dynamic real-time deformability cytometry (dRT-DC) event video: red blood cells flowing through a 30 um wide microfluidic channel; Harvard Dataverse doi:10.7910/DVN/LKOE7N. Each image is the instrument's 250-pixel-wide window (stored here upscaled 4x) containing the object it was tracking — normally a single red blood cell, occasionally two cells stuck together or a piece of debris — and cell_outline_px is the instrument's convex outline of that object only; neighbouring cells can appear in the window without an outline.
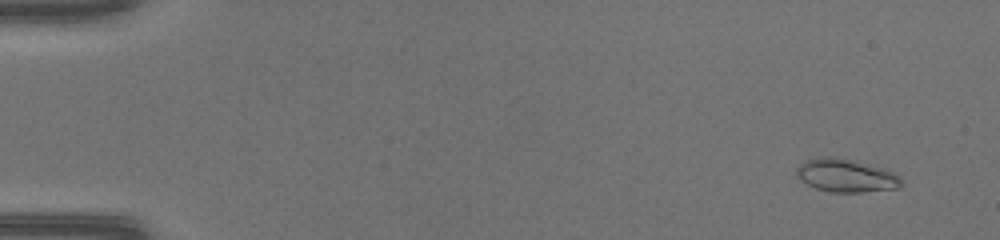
{"species": "common noctule bat (a hibernating species)", "species_latin": "Nyctalus noctula", "temperature_condition": "warm", "stored_images_in_passage": 51, "camera_frame_rate_fps": 3000, "um_per_image_px": 0.085, "animal": {"sex": "female", "body_mass_g": 17.0, "forearm_length_mm": 48.0}, "frame": {"image": 1, "passage_image": 4, "time_ms": 1.0, "image_size_px": [1000, 240], "cell_outline_px": [[904, 184], [900, 188], [864, 192], [832, 192], [816, 188], [800, 180], [796, 176], [796, 168], [800, 164], [808, 160], [824, 156], [832, 156], [856, 160], [884, 168], [900, 176]], "centroid_in_image_um": [71.95, 14.92], "position_along_channel_um": 13.0, "area_um2": 20.46}}
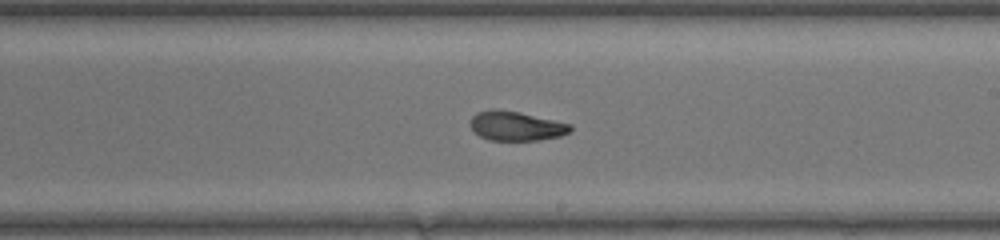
{"frame": {"image": 2, "passage_image": 31, "time_ms": 10.0, "image_size_px": [1000, 240], "cell_outline_px": [[572, 128], [568, 132], [560, 136], [540, 140], [488, 140], [480, 136], [468, 124], [472, 116], [476, 112], [492, 108], [520, 112], [572, 124]], "centroid_in_image_um": [43.84, 10.7], "position_along_channel_um": 245.2, "area_um2": 17.22}}
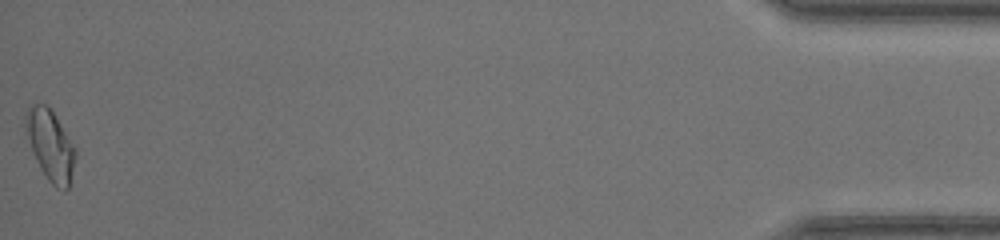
{"frame": {"image": 3, "passage_image": 51, "time_ms": 16.667, "image_size_px": [1000, 240], "cell_outline_px": [[76, 156], [68, 188], [64, 192], [56, 188], [48, 180], [40, 168], [36, 160], [24, 124], [24, 116], [28, 108], [32, 104], [48, 104], [76, 148]], "centroid_in_image_um": [4.29, 12.34], "position_along_channel_um": 430.9, "area_um2": 20.35}, "authors_computed_cell_mechanics": {"area_um2": 18.3226, "velocity_mm_per_s": 4.2238, "shape_relaxation_time_tau1_ms": null, "shape_relaxation_time_tau2_ms": 1.0121, "deformation_change_tau1": null, "deformation_change_tau2": 0.0668}}